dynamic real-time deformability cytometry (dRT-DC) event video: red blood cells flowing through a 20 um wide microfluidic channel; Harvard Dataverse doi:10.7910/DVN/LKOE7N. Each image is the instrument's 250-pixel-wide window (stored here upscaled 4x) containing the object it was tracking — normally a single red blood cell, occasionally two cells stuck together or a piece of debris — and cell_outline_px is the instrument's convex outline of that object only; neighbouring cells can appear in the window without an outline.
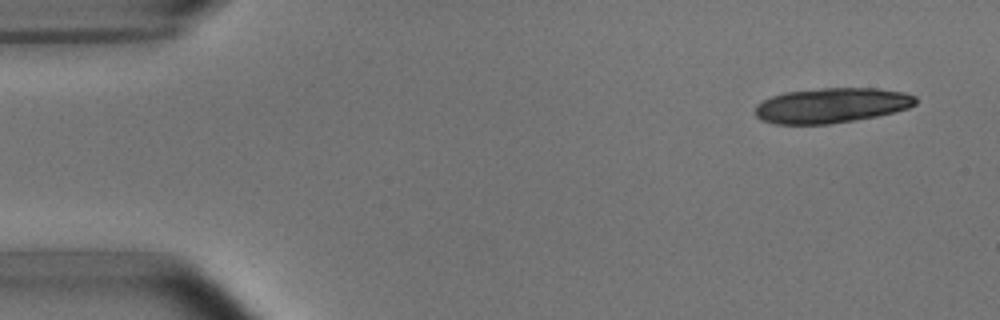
{"species": "common noctule bat (a hibernating species)", "species_latin": "Nyctalus noctula", "temperature_condition": "room temperature", "stored_images_in_passage": 6, "camera_frame_rate_fps": 3000, "um_per_image_px": 0.085, "animal": {"sex": "male", "body_mass_g": 15.6}, "frame": {"image": 1, "passage_image": 1, "time_ms": 0.0, "image_size_px": [1000, 320], "cell_outline_px": [[916, 104], [908, 108], [876, 116], [828, 124], [776, 124], [760, 120], [756, 116], [756, 104], [772, 96], [784, 92], [820, 88], [876, 88], [904, 92], [916, 96]], "centroid_in_image_um": [70.66, 8.95], "position_along_channel_um": 14.3, "area_um2": 32.66}}
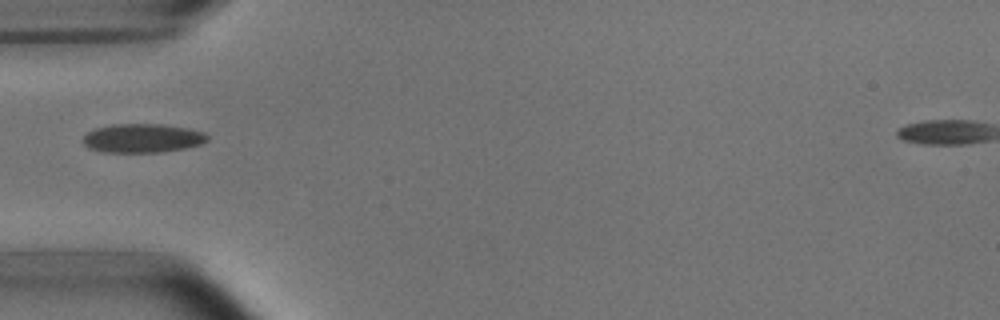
{"frame": {"image": 2, "passage_image": 5, "time_ms": 4.667, "image_size_px": [1000, 320], "cell_outline_px": [[208, 140], [200, 144], [184, 148], [156, 152], [104, 152], [88, 148], [84, 144], [84, 136], [88, 132], [96, 128], [112, 124], [164, 124], [188, 128], [204, 132], [208, 136]], "centroid_in_image_um": [12.11, 11.73], "position_along_channel_um": 72.9, "area_um2": 20.81}}